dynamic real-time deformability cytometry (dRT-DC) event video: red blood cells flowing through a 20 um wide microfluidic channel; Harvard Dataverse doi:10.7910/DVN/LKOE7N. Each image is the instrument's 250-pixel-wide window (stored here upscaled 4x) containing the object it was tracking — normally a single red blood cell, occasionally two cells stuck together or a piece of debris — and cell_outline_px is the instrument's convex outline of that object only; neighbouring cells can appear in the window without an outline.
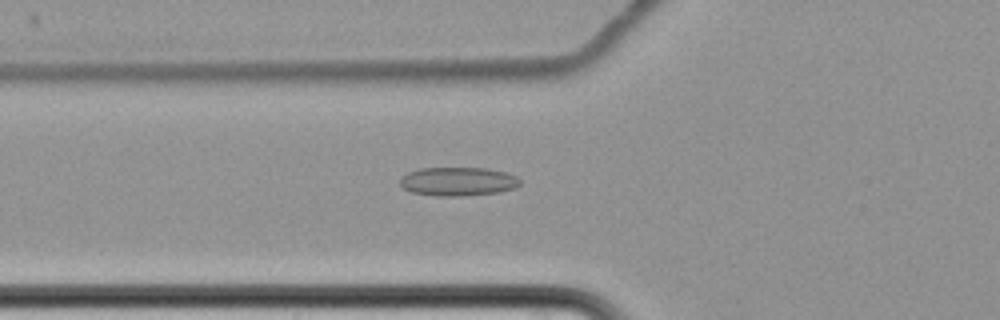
{"species": "common noctule bat (a hibernating species)", "species_latin": "Nyctalus noctula", "temperature_condition": "cold", "stored_images_in_passage": 7, "camera_frame_rate_fps": 3000, "um_per_image_px": 0.085, "animal": {"sex": "female", "body_mass_g": 22.7, "forearm_length_mm": 54.2}, "frame": {"image": 1, "passage_image": 7, "time_ms": 8.333, "image_size_px": [1000, 320], "cell_outline_px": [[520, 184], [516, 188], [500, 192], [460, 196], [440, 196], [412, 192], [404, 188], [400, 184], [400, 180], [408, 172], [420, 168], [488, 168], [504, 172], [516, 176], [520, 180]], "centroid_in_image_um": [38.96, 15.42], "position_along_channel_um": 86.8, "area_um2": 20.0}}